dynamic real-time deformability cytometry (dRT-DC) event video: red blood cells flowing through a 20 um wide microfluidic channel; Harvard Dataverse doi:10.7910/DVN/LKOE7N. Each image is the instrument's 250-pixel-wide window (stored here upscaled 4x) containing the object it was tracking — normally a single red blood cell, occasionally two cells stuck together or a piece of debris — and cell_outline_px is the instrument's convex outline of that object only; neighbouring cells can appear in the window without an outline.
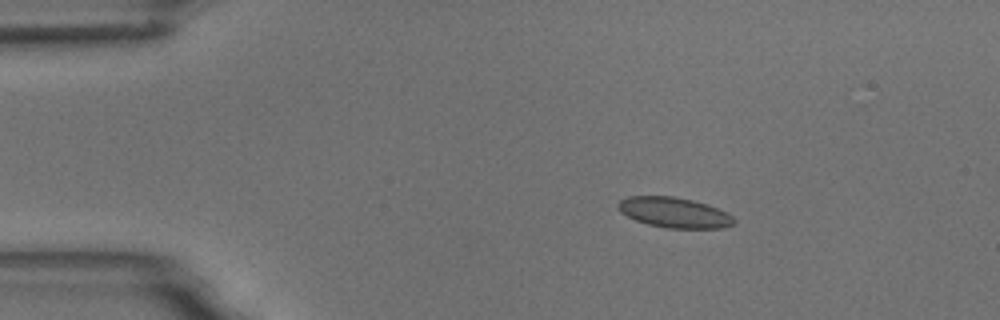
{"species": "common noctule bat (a hibernating species)", "species_latin": "Nyctalus noctula", "temperature_condition": "room temperature", "stored_images_in_passage": 3, "camera_frame_rate_fps": 3000, "um_per_image_px": 0.085, "animal": {"sex": "male", "body_mass_g": 18.8}, "frame": {"image": 1, "passage_image": 1, "time_ms": 0.0, "image_size_px": [1000, 320], "cell_outline_px": [[736, 220], [732, 224], [724, 228], [668, 228], [648, 224], [636, 220], [620, 212], [616, 208], [616, 204], [620, 200], [628, 196], [672, 196], [692, 200], [708, 204], [732, 216]], "centroid_in_image_um": [57.27, 18.06], "position_along_channel_um": 27.7, "area_um2": 20.4}}